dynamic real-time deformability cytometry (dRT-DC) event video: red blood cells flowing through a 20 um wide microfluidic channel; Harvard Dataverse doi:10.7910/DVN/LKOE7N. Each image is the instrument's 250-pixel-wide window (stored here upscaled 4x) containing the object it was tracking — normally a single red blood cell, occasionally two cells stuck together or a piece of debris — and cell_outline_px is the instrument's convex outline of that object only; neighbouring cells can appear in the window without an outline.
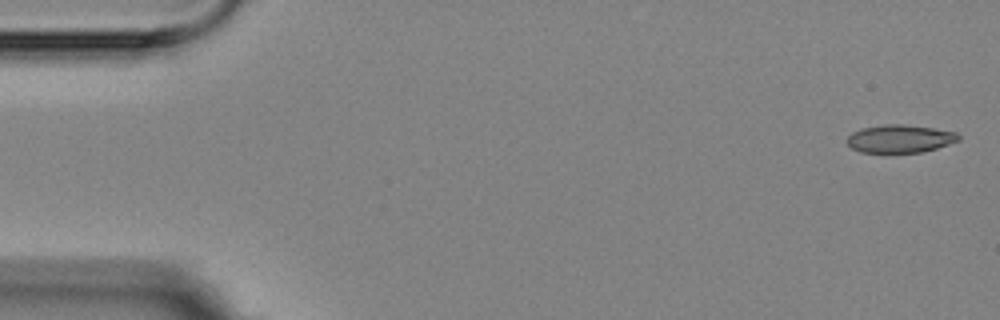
{"species": "Egyptian fruit bat (a non-hibernating species)", "species_latin": "Rousettus aegyptiacus", "temperature_condition": "room temperature", "stored_images_in_passage": 4, "camera_frame_rate_fps": 3000, "um_per_image_px": 0.085, "animal": {"sex": "female"}, "frame": {"image": 1, "passage_image": 1, "time_ms": 0.0, "image_size_px": [1000, 320], "cell_outline_px": [[960, 140], [936, 148], [920, 152], [860, 152], [852, 148], [848, 144], [848, 136], [852, 132], [860, 128], [884, 124], [904, 124], [932, 128], [956, 132], [960, 136]], "centroid_in_image_um": [76.48, 11.78], "position_along_channel_um": 8.5, "area_um2": 18.03}}
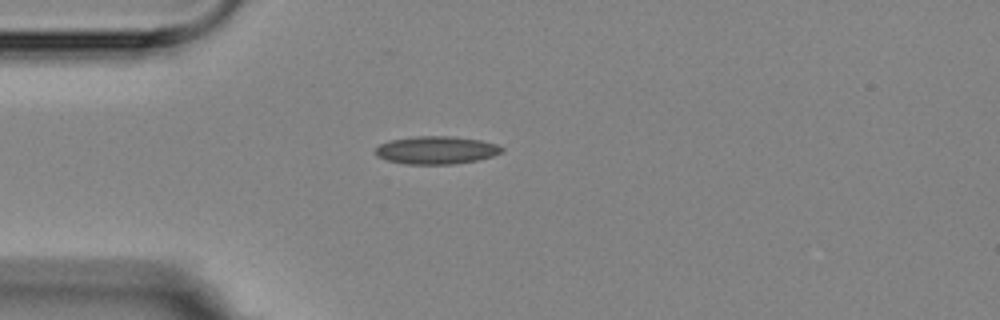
{"frame": {"image": 2, "passage_image": 4, "time_ms": 4.333, "image_size_px": [1000, 320], "cell_outline_px": [[504, 148], [500, 152], [492, 156], [476, 160], [456, 164], [404, 164], [388, 160], [376, 156], [376, 148], [380, 144], [392, 140], [416, 136], [452, 136], [480, 140], [496, 144]], "centroid_in_image_um": [37.08, 12.76], "position_along_channel_um": 47.9, "area_um2": 20.35}}